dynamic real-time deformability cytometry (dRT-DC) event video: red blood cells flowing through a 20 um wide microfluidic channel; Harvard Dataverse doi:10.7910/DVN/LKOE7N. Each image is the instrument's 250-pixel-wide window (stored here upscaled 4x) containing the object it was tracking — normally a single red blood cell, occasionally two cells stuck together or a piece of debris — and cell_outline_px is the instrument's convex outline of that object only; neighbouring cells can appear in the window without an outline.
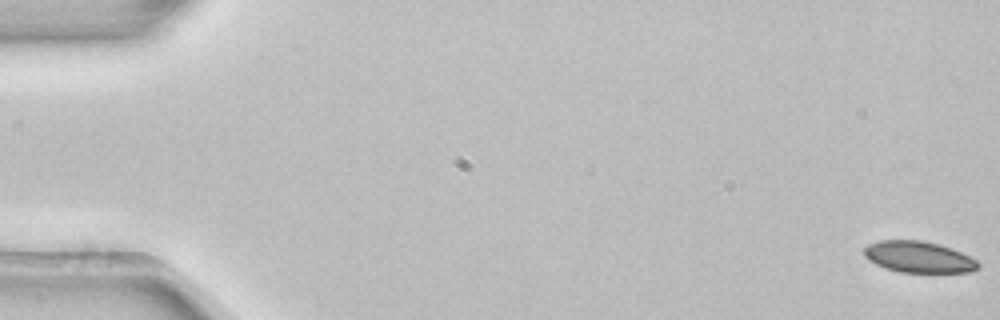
{"species": "common noctule bat (a hibernating species)", "species_latin": "Nyctalus noctula", "temperature_condition": "room temperature", "stored_images_in_passage": 55, "camera_frame_rate_fps": 3000, "um_per_image_px": 0.085, "animal": {"sex": "female", "body_mass_g": 22.7, "forearm_length_mm": 54.2}, "frame": {"image": 1, "passage_image": 1, "time_ms": 0.0, "image_size_px": [1000, 320], "cell_outline_px": [[980, 268], [972, 272], [900, 272], [884, 268], [868, 260], [864, 256], [864, 248], [868, 244], [880, 240], [920, 240], [952, 248], [976, 260], [980, 264]], "centroid_in_image_um": [78.07, 21.85], "position_along_channel_um": 6.9, "area_um2": 20.81}}
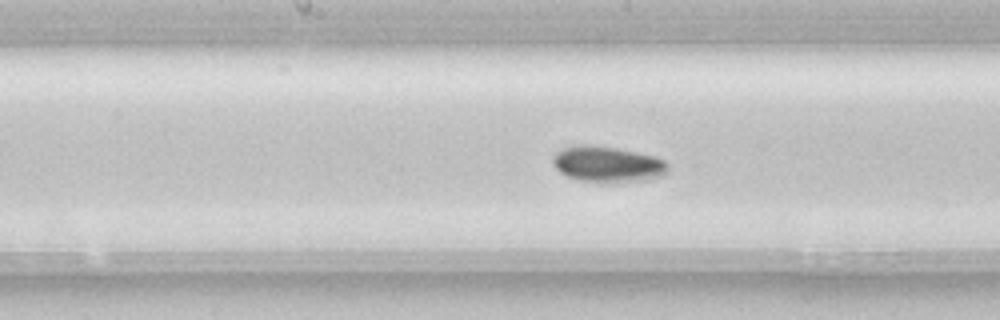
{"frame": {"image": 2, "passage_image": 28, "time_ms": 9.0, "image_size_px": [1000, 320], "cell_outline_px": [[668, 172], [660, 176], [648, 180], [580, 180], [568, 176], [560, 172], [552, 164], [552, 156], [556, 152], [564, 148], [580, 144], [588, 144], [616, 148], [636, 152], [652, 156], [664, 160], [668, 164]], "centroid_in_image_um": [51.62, 13.92], "position_along_channel_um": 196.6, "area_um2": 23.41}}
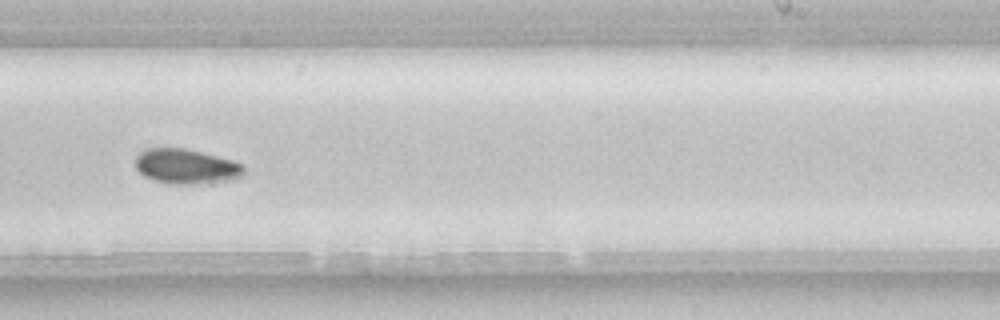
{"frame": {"image": 3, "passage_image": 34, "time_ms": 11.0, "image_size_px": [1000, 320], "cell_outline_px": [[244, 176], [236, 180], [196, 184], [172, 184], [156, 180], [144, 176], [136, 168], [136, 156], [144, 148], [184, 148], [232, 160], [244, 164]], "centroid_in_image_um": [15.86, 14.15], "position_along_channel_um": 273.1, "area_um2": 22.2}}